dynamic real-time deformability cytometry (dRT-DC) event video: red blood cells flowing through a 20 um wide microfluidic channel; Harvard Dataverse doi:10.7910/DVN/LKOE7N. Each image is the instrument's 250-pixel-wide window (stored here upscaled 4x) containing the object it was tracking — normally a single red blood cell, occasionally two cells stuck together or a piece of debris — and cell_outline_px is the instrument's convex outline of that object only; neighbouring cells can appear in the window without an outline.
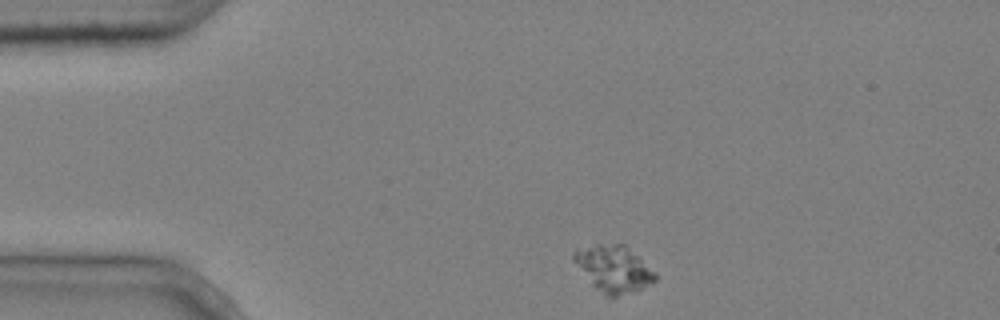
{"species": "common noctule bat (a hibernating species)", "species_latin": "Nyctalus noctula", "temperature_condition": "cold", "stored_images_in_passage": 3, "camera_frame_rate_fps": 3000, "um_per_image_px": 0.085, "animal": {"sex": "male", "body_mass_g": 20.4}, "frame": {"image": 1, "passage_image": 1, "time_ms": 0.0, "image_size_px": [1000, 320], "cell_outline_px": [[656, 280], [640, 288], [612, 300], [604, 296], [592, 284], [572, 260], [572, 252], [576, 248], [596, 244], [624, 244], [656, 272]], "centroid_in_image_um": [52.12, 22.86], "position_along_channel_um": 32.9, "area_um2": 22.2}}